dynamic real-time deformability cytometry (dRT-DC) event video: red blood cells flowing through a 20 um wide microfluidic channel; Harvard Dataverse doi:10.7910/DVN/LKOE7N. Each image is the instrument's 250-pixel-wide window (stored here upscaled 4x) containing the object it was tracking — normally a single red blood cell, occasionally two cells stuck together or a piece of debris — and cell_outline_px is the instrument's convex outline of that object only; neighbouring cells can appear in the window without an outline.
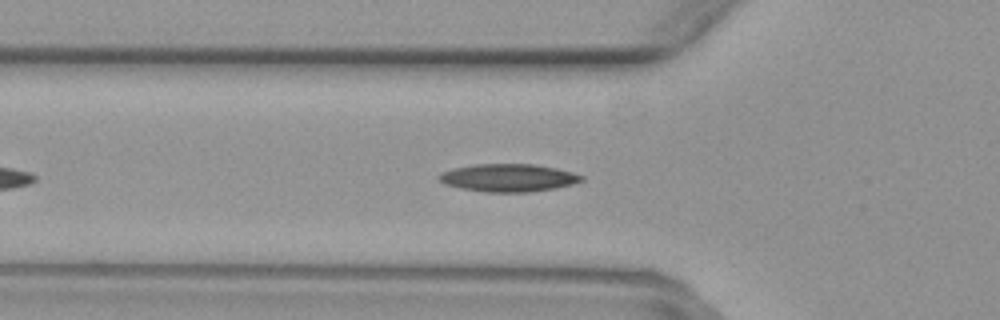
{"species": "common noctule bat (a hibernating species)", "species_latin": "Nyctalus noctula", "temperature_condition": "warm", "stored_images_in_passage": 39, "camera_frame_rate_fps": 3000, "um_per_image_px": 0.085, "animal": {"sex": "female", "body_mass_g": 29.2, "forearm_length_mm": 56.3}, "frame": {"image": 1, "passage_image": 8, "time_ms": 2.333, "image_size_px": [1000, 320], "cell_outline_px": [[584, 180], [572, 184], [556, 188], [528, 192], [484, 192], [460, 188], [444, 184], [436, 176], [440, 172], [452, 168], [476, 164], [536, 164], [556, 168], [572, 172], [584, 176]], "centroid_in_image_um": [43.19, 15.11], "position_along_channel_um": 82.6, "area_um2": 23.24}}
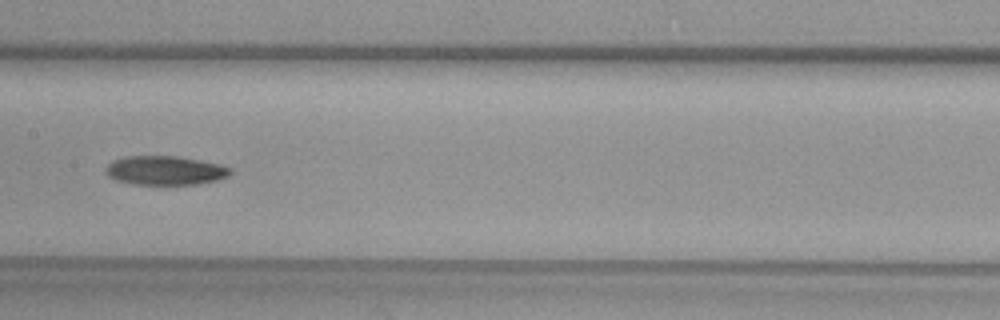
{"frame": {"image": 2, "passage_image": 16, "time_ms": 5.0, "image_size_px": [1000, 320], "cell_outline_px": [[232, 172], [228, 176], [216, 180], [200, 184], [132, 184], [116, 180], [108, 176], [104, 172], [104, 168], [112, 160], [124, 156], [176, 156], [220, 164], [232, 168]], "centroid_in_image_um": [14.0, 14.48], "position_along_channel_um": 193.4, "area_um2": 21.21}}
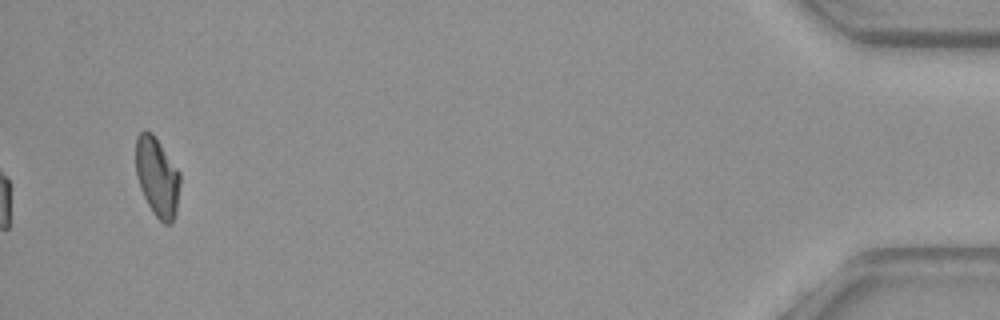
{"frame": {"image": 3, "passage_image": 39, "time_ms": 12.667, "image_size_px": [1000, 320], "cell_outline_px": [[180, 184], [176, 212], [172, 224], [164, 224], [152, 212], [140, 188], [136, 176], [136, 136], [144, 128], [152, 132], [180, 172]], "centroid_in_image_um": [13.36, 15.03], "position_along_channel_um": 421.8, "area_um2": 20.58}}